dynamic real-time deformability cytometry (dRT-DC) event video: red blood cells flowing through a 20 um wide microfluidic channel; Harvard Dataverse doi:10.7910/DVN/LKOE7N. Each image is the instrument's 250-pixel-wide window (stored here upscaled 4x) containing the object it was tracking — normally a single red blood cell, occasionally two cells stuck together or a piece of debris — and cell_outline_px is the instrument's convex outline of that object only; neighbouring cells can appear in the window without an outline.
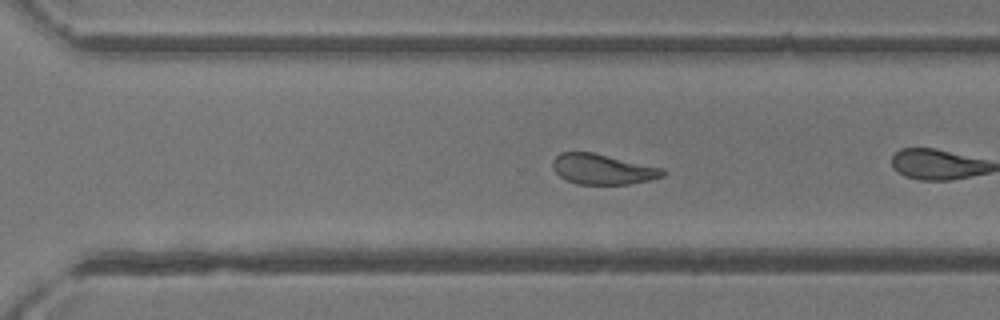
{"species": "common noctule bat (a hibernating species)", "species_latin": "Nyctalus noctula", "temperature_condition": "room temperature", "stored_images_in_passage": 22, "camera_frame_rate_fps": 3000, "um_per_image_px": 0.085, "animal": {"sex": "female"}, "frame": {"image": 1, "passage_image": 18, "time_ms": 5.667, "image_size_px": [1000, 320], "cell_outline_px": [[668, 172], [664, 176], [648, 180], [628, 184], [576, 184], [560, 176], [552, 168], [552, 160], [560, 152], [592, 152], [664, 168]], "centroid_in_image_um": [51.24, 14.38], "position_along_channel_um": 319.4, "area_um2": 19.48}}
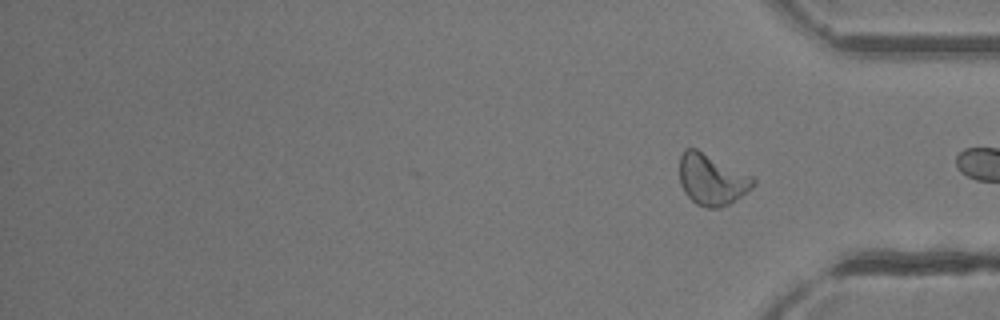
{"frame": {"image": 2, "passage_image": 22, "time_ms": 7.0, "image_size_px": [1000, 320], "cell_outline_px": [[756, 184], [752, 188], [728, 204], [720, 208], [704, 208], [696, 204], [684, 192], [680, 184], [680, 156], [684, 148], [696, 148], [752, 176], [756, 180]], "centroid_in_image_um": [60.48, 15.26], "position_along_channel_um": 374.7, "area_um2": 21.91}, "authors_computed_cell_mechanics": {"area_um2": 19.9988, "velocity_mm_per_s": 4.4019, "shape_relaxation_time_tau1_ms": 3.5443, "shape_relaxation_time_tau2_ms": 1.1385, "deformation_change_tau1": 0.1347, "deformation_change_tau2": 0.0829}}